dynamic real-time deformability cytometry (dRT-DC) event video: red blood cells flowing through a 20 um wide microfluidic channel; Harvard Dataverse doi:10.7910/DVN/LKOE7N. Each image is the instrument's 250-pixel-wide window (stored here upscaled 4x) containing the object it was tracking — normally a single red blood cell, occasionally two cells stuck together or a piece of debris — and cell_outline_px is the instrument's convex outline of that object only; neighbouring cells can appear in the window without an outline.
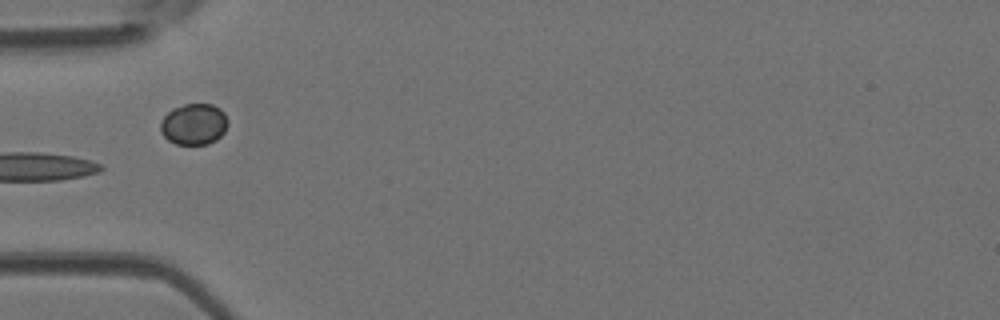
{"species": "Egyptian fruit bat (a non-hibernating species)", "species_latin": "Rousettus aegyptiacus", "temperature_condition": "room temperature", "stored_images_in_passage": 5, "camera_frame_rate_fps": 3000, "um_per_image_px": 0.085, "animal": {"sex": "female"}, "frame": {"image": 1, "passage_image": 4, "time_ms": 1.0, "image_size_px": [1000, 320], "cell_outline_px": [[228, 124], [224, 132], [216, 140], [208, 144], [176, 144], [168, 140], [160, 132], [160, 124], [164, 116], [172, 108], [184, 104], [212, 104], [220, 108], [224, 112], [228, 120]], "centroid_in_image_um": [16.48, 10.55], "position_along_channel_um": 68.5, "area_um2": 16.3}}
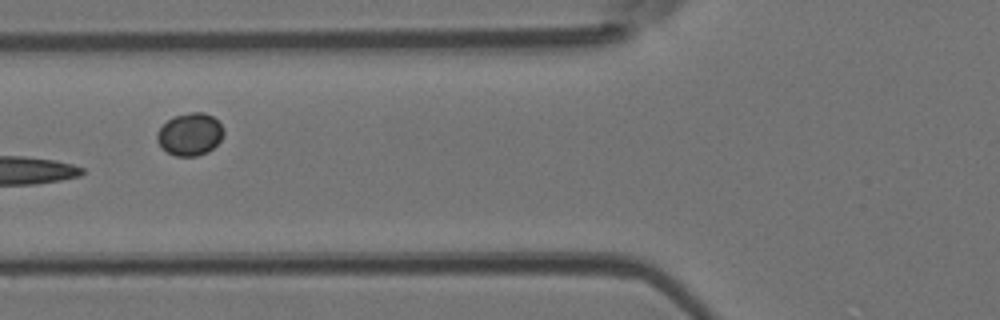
{"frame": {"image": 2, "passage_image": 5, "time_ms": 1.333, "image_size_px": [1000, 320], "cell_outline_px": [[224, 132], [220, 140], [208, 152], [196, 156], [176, 156], [168, 152], [156, 140], [156, 132], [168, 120], [176, 116], [192, 112], [204, 112], [212, 116], [220, 124]], "centroid_in_image_um": [16.14, 11.41], "position_along_channel_um": 109.7, "area_um2": 16.18}}